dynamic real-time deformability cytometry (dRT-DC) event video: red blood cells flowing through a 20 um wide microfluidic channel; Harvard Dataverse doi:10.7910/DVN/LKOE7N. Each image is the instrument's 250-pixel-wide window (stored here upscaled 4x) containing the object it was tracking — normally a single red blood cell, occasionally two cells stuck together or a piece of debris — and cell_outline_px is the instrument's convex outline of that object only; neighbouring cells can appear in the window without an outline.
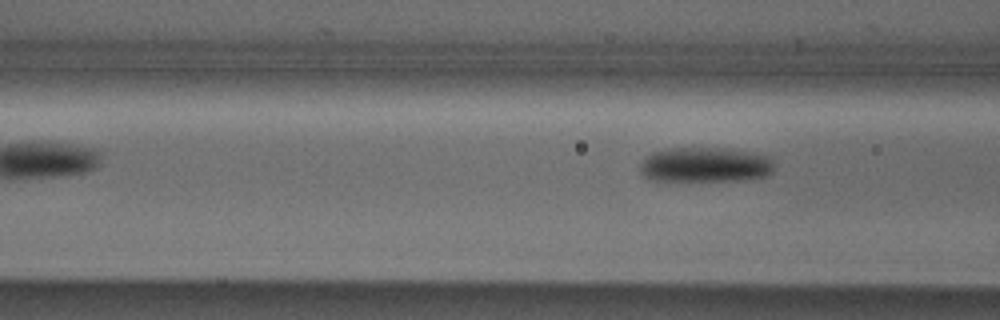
{"species": "Egyptian fruit bat (a non-hibernating species)", "species_latin": "Rousettus aegyptiacus", "temperature_condition": "cold", "stored_images_in_passage": 5, "camera_frame_rate_fps": 3000, "um_per_image_px": 0.085, "animal": {"sex": "male"}, "frame": {"image": 1, "passage_image": 5, "time_ms": 5.667, "image_size_px": [1000, 320], "cell_outline_px": [[772, 172], [768, 176], [744, 180], [652, 180], [644, 176], [640, 172], [640, 164], [644, 156], [652, 152], [668, 148], [720, 148], [748, 152], [768, 156], [772, 160]], "centroid_in_image_um": [59.9, 14.0], "position_along_channel_um": 106.7, "area_um2": 27.22}}